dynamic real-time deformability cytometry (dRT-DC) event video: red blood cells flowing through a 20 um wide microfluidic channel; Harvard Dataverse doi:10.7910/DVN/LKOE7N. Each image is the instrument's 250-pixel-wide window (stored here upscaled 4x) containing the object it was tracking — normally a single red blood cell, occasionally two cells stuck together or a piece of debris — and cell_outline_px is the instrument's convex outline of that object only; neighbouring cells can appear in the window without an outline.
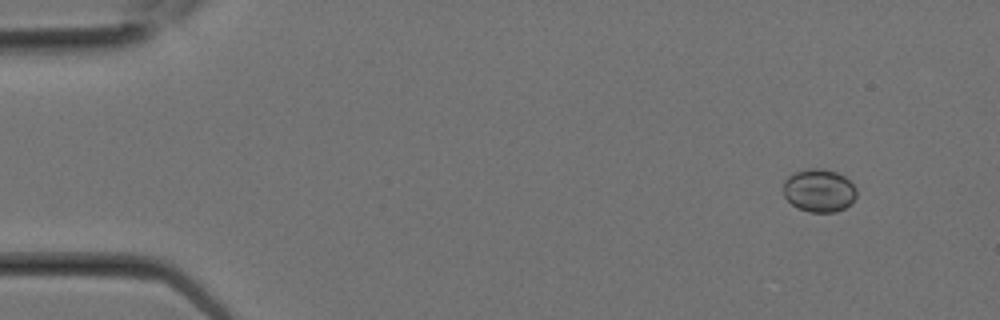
{"species": "Egyptian fruit bat (a non-hibernating species)", "species_latin": "Rousettus aegyptiacus", "temperature_condition": "room temperature", "stored_images_in_passage": 2, "camera_frame_rate_fps": 3000, "um_per_image_px": 0.085, "animal": {"sex": "female"}, "frame": {"image": 1, "passage_image": 1, "time_ms": 0.0, "image_size_px": [1000, 320], "cell_outline_px": [[856, 196], [844, 208], [836, 212], [808, 212], [792, 204], [784, 196], [784, 180], [788, 176], [796, 172], [808, 168], [820, 168], [836, 172], [844, 176], [856, 188]], "centroid_in_image_um": [69.6, 16.19], "position_along_channel_um": 15.4, "area_um2": 18.15}}